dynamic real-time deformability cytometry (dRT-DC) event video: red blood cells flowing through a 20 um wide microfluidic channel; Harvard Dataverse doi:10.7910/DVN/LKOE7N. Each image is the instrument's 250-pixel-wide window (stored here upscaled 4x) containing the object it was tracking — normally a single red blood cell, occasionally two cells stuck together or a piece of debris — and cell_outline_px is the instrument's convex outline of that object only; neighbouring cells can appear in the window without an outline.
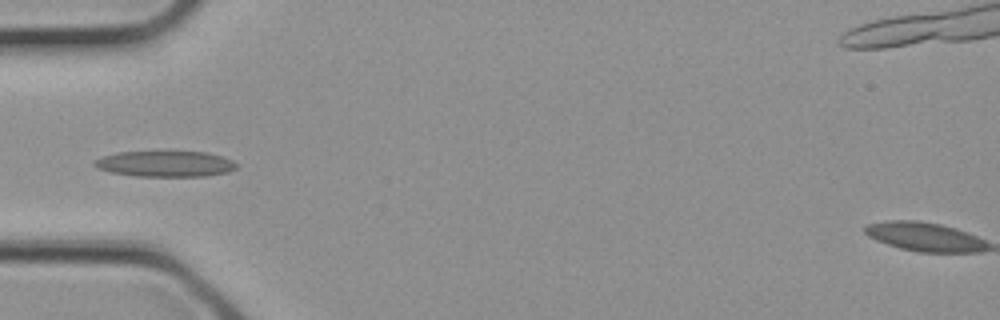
{"species": "common noctule bat (a hibernating species)", "species_latin": "Nyctalus noctula", "temperature_condition": "cold", "stored_images_in_passage": 2, "camera_frame_rate_fps": 3000, "um_per_image_px": 0.085, "animal": {"sex": "female", "body_mass_g": 21.9}, "frame": {"image": 1, "passage_image": 2, "time_ms": 0.333, "image_size_px": [1000, 320], "cell_outline_px": [[236, 168], [228, 172], [204, 176], [136, 176], [112, 172], [96, 168], [92, 164], [92, 160], [116, 152], [156, 148], [164, 148], [208, 152], [224, 156], [232, 160], [236, 164]], "centroid_in_image_um": [14.01, 13.85], "position_along_channel_um": 71.0, "area_um2": 22.83}}